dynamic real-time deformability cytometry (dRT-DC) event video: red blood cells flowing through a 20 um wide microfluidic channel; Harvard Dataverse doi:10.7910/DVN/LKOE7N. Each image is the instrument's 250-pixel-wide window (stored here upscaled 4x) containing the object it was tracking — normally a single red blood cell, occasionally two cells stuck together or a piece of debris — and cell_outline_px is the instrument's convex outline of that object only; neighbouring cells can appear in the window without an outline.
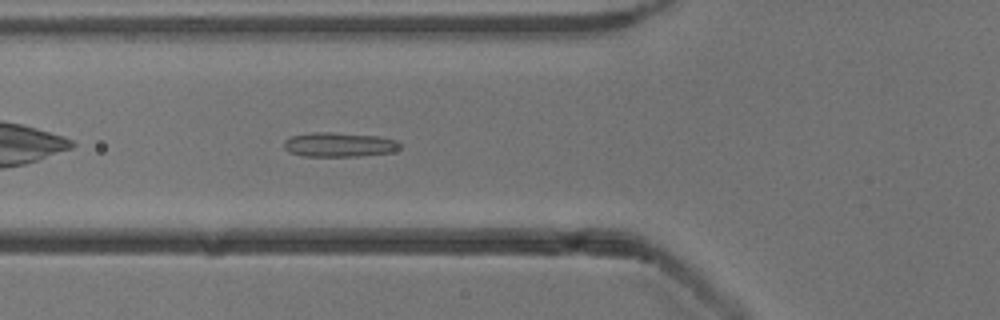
{"species": "common noctule bat (a hibernating species)", "species_latin": "Nyctalus noctula", "temperature_condition": "cold", "stored_images_in_passage": 38, "camera_frame_rate_fps": 3000, "um_per_image_px": 0.085, "animal": {"sex": "male", "body_mass_g": 13.3}, "frame": {"image": 1, "passage_image": 5, "time_ms": 1.333, "image_size_px": [1000, 320], "cell_outline_px": [[400, 148], [392, 152], [360, 156], [304, 156], [288, 152], [284, 148], [284, 140], [292, 136], [308, 132], [332, 132], [380, 136], [396, 140], [400, 144]], "centroid_in_image_um": [28.81, 12.29], "position_along_channel_um": 97.0, "area_um2": 16.65}}
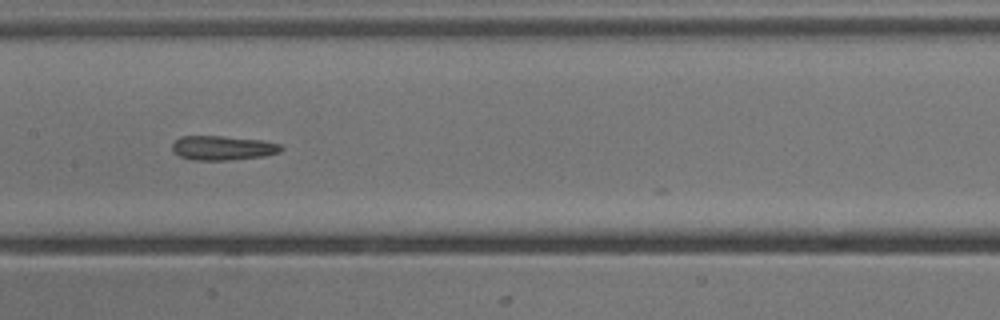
{"frame": {"image": 2, "passage_image": 12, "time_ms": 3.667, "image_size_px": [1000, 320], "cell_outline_px": [[284, 148], [280, 152], [264, 156], [232, 160], [192, 160], [180, 156], [172, 152], [172, 144], [180, 136], [220, 136], [260, 140], [280, 144]], "centroid_in_image_um": [18.92, 12.58], "position_along_channel_um": 188.5, "area_um2": 15.49}}
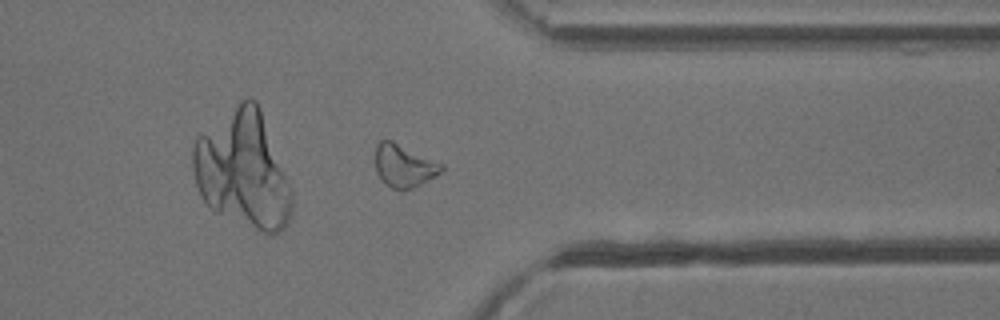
{"frame": {"image": 3, "passage_image": 27, "time_ms": 8.667, "image_size_px": [1000, 320], "cell_outline_px": [[444, 168], [436, 176], [412, 188], [400, 192], [384, 184], [376, 172], [376, 144], [380, 140], [392, 140], [444, 164]], "centroid_in_image_um": [34.33, 14.1], "position_along_channel_um": 377.1, "area_um2": 16.65}, "authors_computed_cell_mechanics": {"area_um2": 16.2418, "velocity_mm_per_s": 3.8892, "shape_relaxation_time_tau1_ms": null, "shape_relaxation_time_tau2_ms": 3.8387, "deformation_change_tau1": null, "deformation_change_tau2": 0.1161}}